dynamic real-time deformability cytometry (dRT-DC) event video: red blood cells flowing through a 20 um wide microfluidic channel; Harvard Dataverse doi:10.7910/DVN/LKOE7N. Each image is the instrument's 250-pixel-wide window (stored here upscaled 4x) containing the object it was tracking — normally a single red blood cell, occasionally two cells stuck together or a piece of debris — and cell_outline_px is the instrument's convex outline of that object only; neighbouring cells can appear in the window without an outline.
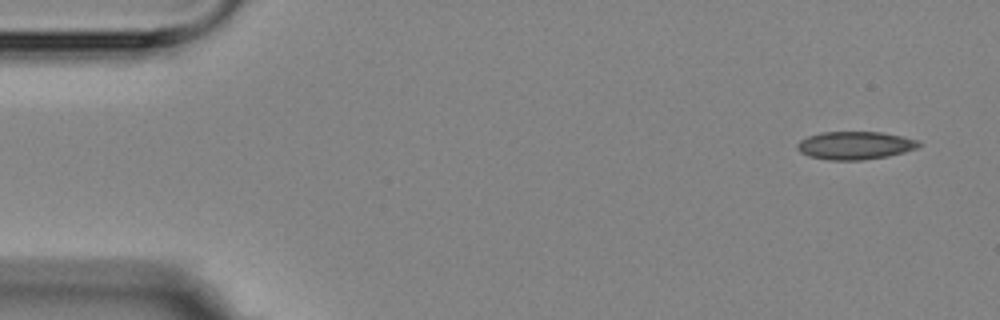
{"species": "Egyptian fruit bat (a non-hibernating species)", "species_latin": "Rousettus aegyptiacus", "temperature_condition": "room temperature", "stored_images_in_passage": 3, "camera_frame_rate_fps": 3000, "um_per_image_px": 0.085, "animal": {"sex": "female"}, "frame": {"image": 1, "passage_image": 1, "time_ms": 0.0, "image_size_px": [1000, 320], "cell_outline_px": [[924, 144], [916, 148], [904, 152], [888, 156], [860, 160], [828, 160], [808, 156], [800, 152], [796, 148], [796, 144], [800, 140], [808, 136], [824, 132], [880, 132], [900, 136], [916, 140]], "centroid_in_image_um": [72.65, 12.37], "position_along_channel_um": 12.4, "area_um2": 19.77}}